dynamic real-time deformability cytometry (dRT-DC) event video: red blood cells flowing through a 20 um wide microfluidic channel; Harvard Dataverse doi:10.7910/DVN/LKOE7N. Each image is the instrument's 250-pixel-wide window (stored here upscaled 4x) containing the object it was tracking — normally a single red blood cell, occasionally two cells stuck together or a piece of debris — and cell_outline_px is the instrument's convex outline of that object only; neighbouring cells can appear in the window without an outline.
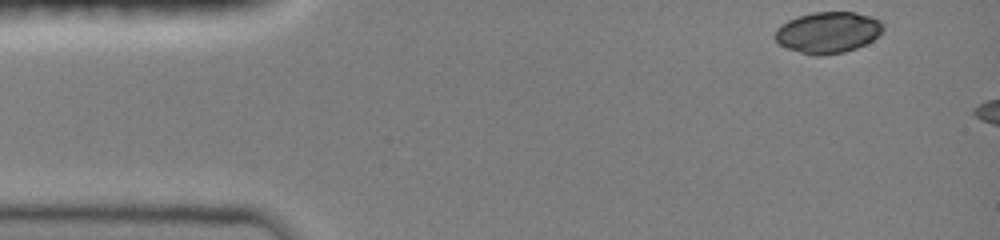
{"species": "common noctule bat (a hibernating species)", "species_latin": "Nyctalus noctula", "temperature_condition": "room temperature", "stored_images_in_passage": 6, "camera_frame_rate_fps": 3000, "um_per_image_px": 0.085, "animal": {"sex": "female", "body_mass_g": 19.0, "forearm_length_mm": 51.5}, "frame": {"image": 1, "passage_image": 1, "time_ms": 0.0, "image_size_px": [1000, 240], "cell_outline_px": [[884, 28], [872, 40], [856, 48], [844, 52], [816, 56], [800, 52], [788, 48], [780, 44], [776, 40], [776, 28], [788, 20], [812, 12], [856, 12], [880, 20], [884, 24]], "centroid_in_image_um": [70.38, 2.75], "position_along_channel_um": 14.6, "area_um2": 25.66}}